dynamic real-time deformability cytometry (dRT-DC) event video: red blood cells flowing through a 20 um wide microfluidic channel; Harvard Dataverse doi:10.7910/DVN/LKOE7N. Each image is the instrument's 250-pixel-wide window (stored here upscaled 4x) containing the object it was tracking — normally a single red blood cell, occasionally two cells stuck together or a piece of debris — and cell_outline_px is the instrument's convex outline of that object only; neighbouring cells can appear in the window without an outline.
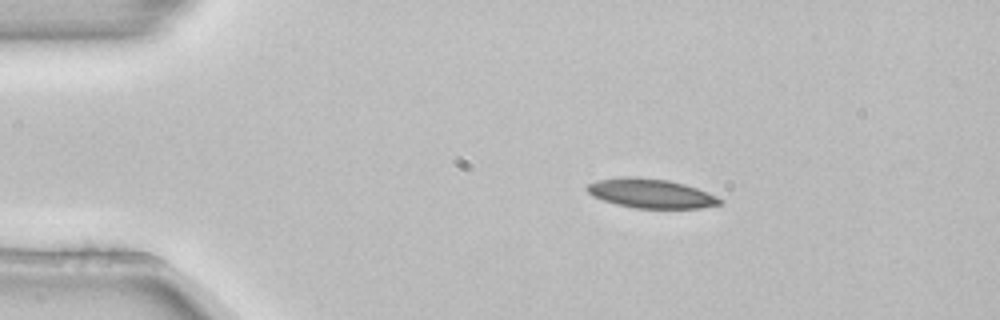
{"species": "common noctule bat (a hibernating species)", "species_latin": "Nyctalus noctula", "temperature_condition": "room temperature", "stored_images_in_passage": 5, "camera_frame_rate_fps": 3000, "um_per_image_px": 0.085, "animal": {"sex": "female", "body_mass_g": 22.7, "forearm_length_mm": 54.2}, "frame": {"image": 1, "passage_image": 2, "time_ms": 0.333, "image_size_px": [1000, 320], "cell_outline_px": [[724, 200], [720, 204], [700, 208], [636, 208], [616, 204], [592, 196], [584, 188], [588, 184], [596, 180], [620, 176], [636, 176], [668, 180], [684, 184], [696, 188], [716, 196]], "centroid_in_image_um": [55.28, 16.43], "position_along_channel_um": 29.7, "area_um2": 22.72}}
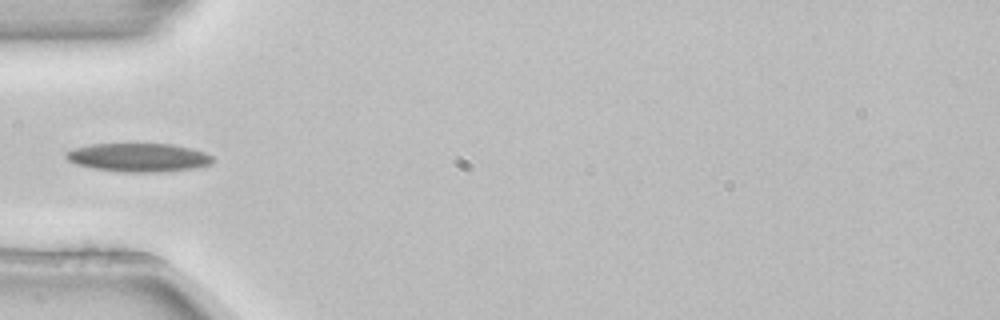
{"frame": {"image": 2, "passage_image": 4, "time_ms": 1.0, "image_size_px": [1000, 320], "cell_outline_px": [[216, 160], [212, 164], [192, 168], [164, 172], [124, 172], [96, 168], [76, 164], [68, 160], [64, 156], [64, 152], [72, 148], [92, 144], [172, 144], [192, 148], [204, 152], [212, 156]], "centroid_in_image_um": [11.79, 13.38], "position_along_channel_um": 73.2, "area_um2": 24.51}}